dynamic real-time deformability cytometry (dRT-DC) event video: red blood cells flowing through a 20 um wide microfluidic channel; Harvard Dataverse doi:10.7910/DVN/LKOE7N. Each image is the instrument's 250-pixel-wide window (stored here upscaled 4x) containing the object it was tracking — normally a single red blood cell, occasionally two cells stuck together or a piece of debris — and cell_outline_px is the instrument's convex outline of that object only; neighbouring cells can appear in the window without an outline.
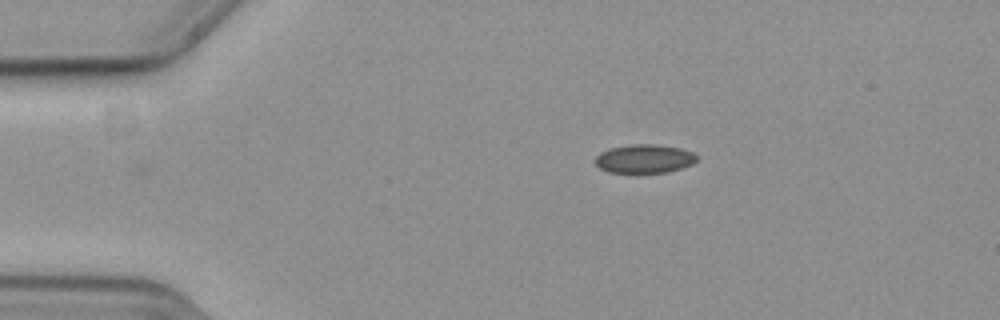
{"species": "common noctule bat (a hibernating species)", "species_latin": "Nyctalus noctula", "temperature_condition": "cold", "stored_images_in_passage": 42, "camera_frame_rate_fps": 3000, "um_per_image_px": 0.085, "animal": {"sex": "female", "body_mass_g": 19.3, "forearm_length_mm": 54.1}, "frame": {"image": 1, "passage_image": 1, "time_ms": 0.0, "image_size_px": [1000, 320], "cell_outline_px": [[700, 156], [692, 164], [668, 172], [608, 172], [600, 168], [596, 164], [596, 156], [600, 152], [608, 148], [632, 144], [656, 144], [680, 148], [692, 152]], "centroid_in_image_um": [54.78, 13.48], "position_along_channel_um": 30.2, "area_um2": 16.94}}
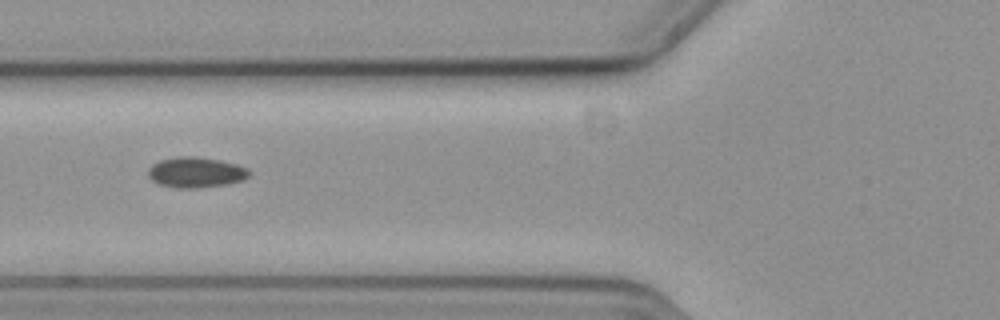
{"frame": {"image": 2, "passage_image": 12, "time_ms": 3.667, "image_size_px": [1000, 320], "cell_outline_px": [[252, 172], [244, 180], [228, 184], [196, 188], [176, 188], [156, 184], [148, 176], [148, 168], [152, 164], [160, 160], [176, 156], [196, 156], [220, 160], [236, 164], [248, 168]], "centroid_in_image_um": [16.64, 14.65], "position_along_channel_um": 109.2, "area_um2": 18.26}}
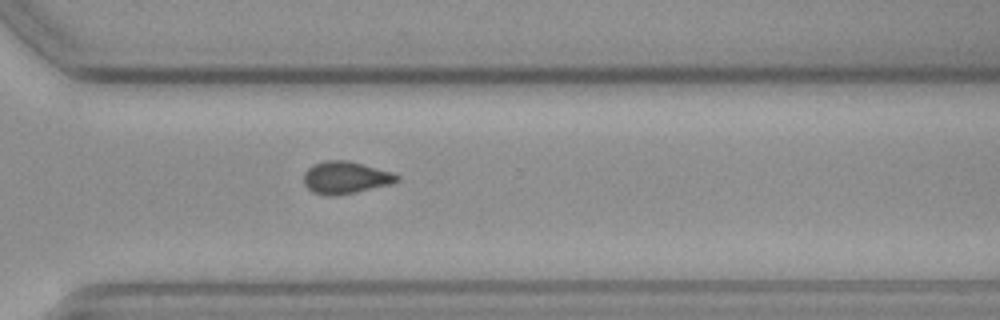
{"frame": {"image": 3, "passage_image": 31, "time_ms": 10.0, "image_size_px": [1000, 320], "cell_outline_px": [[400, 180], [392, 184], [356, 192], [332, 196], [312, 192], [304, 184], [304, 172], [312, 164], [324, 160], [348, 160], [392, 172], [400, 176]], "centroid_in_image_um": [29.37, 15.08], "position_along_channel_um": 341.2, "area_um2": 17.63}, "authors_computed_cell_mechanics": {"area_um2": 17.1666, "velocity_mm_per_s": 3.6702, "shape_relaxation_time_tau1_ms": null, "shape_relaxation_time_tau2_ms": 7.4432, "deformation_change_tau1": null, "deformation_change_tau2": 0.0966}}